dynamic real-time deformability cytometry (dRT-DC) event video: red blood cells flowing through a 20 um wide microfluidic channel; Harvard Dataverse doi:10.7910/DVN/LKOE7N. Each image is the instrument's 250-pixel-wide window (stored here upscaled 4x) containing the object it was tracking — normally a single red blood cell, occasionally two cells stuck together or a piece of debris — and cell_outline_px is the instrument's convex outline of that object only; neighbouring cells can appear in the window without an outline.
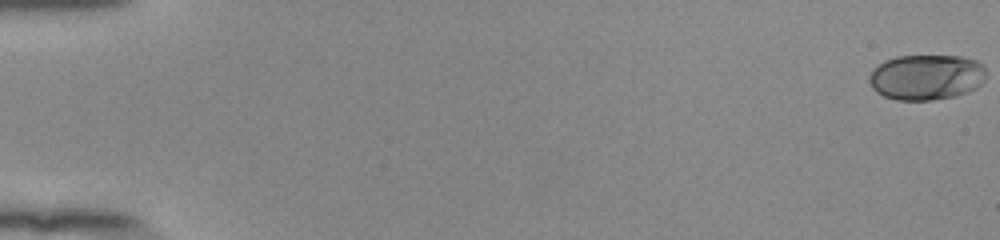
{"species": "human", "species_latin": "Homo sapiens", "temperature_condition": "room temperature", "stored_images_in_passage": 13, "camera_frame_rate_fps": 3000, "um_per_image_px": 0.085, "donor": {"sex": "female"}, "frame": {"image": 1, "passage_image": 1, "time_ms": 0.0, "image_size_px": [1000, 240], "cell_outline_px": [[984, 80], [980, 84], [956, 96], [932, 100], [896, 100], [884, 96], [876, 92], [872, 88], [868, 80], [872, 72], [884, 60], [896, 56], [960, 56], [976, 60], [984, 64]], "centroid_in_image_um": [78.72, 6.55], "position_along_channel_um": 6.3, "area_um2": 30.81}}